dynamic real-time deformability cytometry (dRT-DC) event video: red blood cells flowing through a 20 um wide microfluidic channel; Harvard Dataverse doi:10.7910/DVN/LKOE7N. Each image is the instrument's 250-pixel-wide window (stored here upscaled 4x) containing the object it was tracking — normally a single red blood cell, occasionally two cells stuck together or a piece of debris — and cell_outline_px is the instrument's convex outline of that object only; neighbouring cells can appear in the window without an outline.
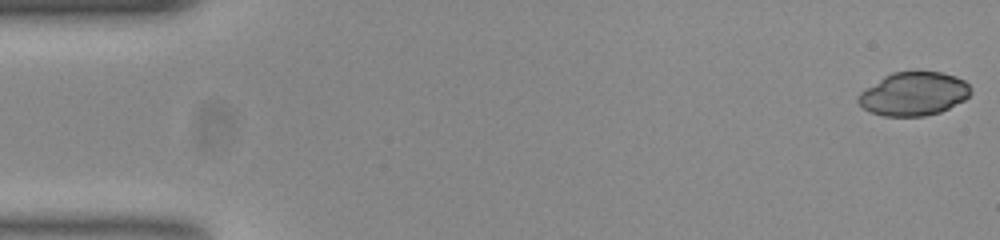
{"species": "common noctule bat (a hibernating species)", "species_latin": "Nyctalus noctula", "temperature_condition": "room temperature", "stored_images_in_passage": 53, "camera_frame_rate_fps": 3000, "um_per_image_px": 0.085, "animal": {"sex": "female", "body_mass_g": 23.0, "forearm_length_mm": 53.4}, "frame": {"image": 1, "passage_image": 1, "time_ms": 0.0, "image_size_px": [1000, 240], "cell_outline_px": [[972, 92], [964, 100], [940, 112], [924, 116], [884, 116], [872, 112], [864, 108], [856, 100], [856, 96], [860, 92], [884, 76], [892, 72], [916, 68], [940, 72], [956, 76], [964, 80], [972, 88]], "centroid_in_image_um": [77.67, 7.93], "position_along_channel_um": 7.3, "area_um2": 29.13}}
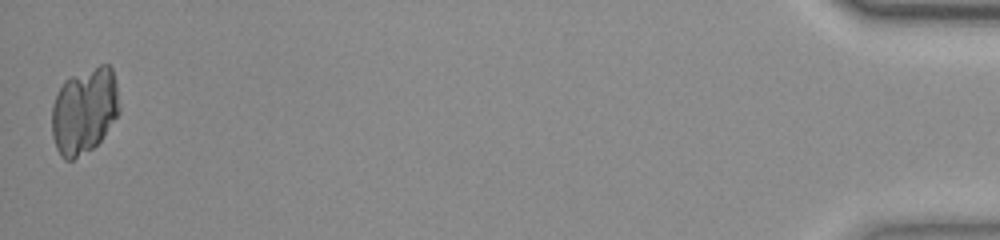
{"frame": {"image": 2, "passage_image": 53, "time_ms": 17.333, "image_size_px": [1000, 240], "cell_outline_px": [[120, 112], [100, 140], [92, 148], [72, 160], [64, 160], [60, 156], [56, 148], [52, 136], [52, 104], [64, 80], [72, 76], [100, 64], [108, 64], [112, 68], [116, 84], [120, 108]], "centroid_in_image_um": [7.16, 9.41], "position_along_channel_um": 428.0, "area_um2": 33.87}}